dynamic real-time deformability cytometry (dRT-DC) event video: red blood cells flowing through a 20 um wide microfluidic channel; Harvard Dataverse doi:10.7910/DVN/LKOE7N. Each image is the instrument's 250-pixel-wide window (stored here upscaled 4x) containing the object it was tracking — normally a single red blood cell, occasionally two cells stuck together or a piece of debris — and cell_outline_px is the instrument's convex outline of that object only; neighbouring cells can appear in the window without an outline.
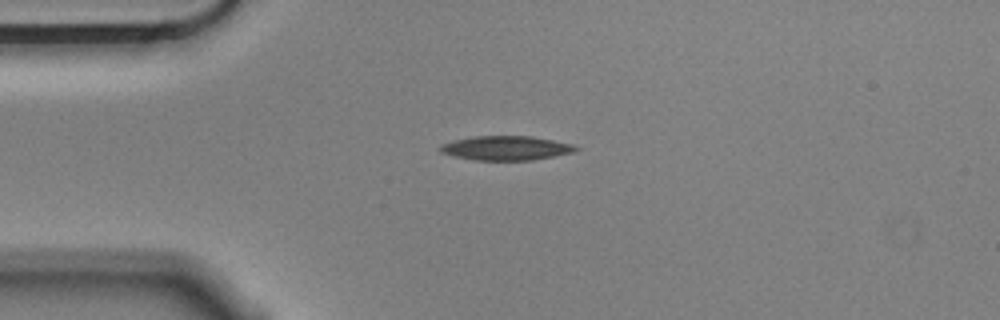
{"species": "Egyptian fruit bat (a non-hibernating species)", "species_latin": "Rousettus aegyptiacus", "temperature_condition": "cold", "stored_images_in_passage": 44, "camera_frame_rate_fps": 3000, "um_per_image_px": 0.085, "animal": {"sex": "male"}, "frame": {"image": 1, "passage_image": 1, "time_ms": 0.0, "image_size_px": [1000, 320], "cell_outline_px": [[580, 148], [576, 152], [532, 160], [476, 160], [452, 156], [440, 152], [436, 148], [440, 144], [452, 140], [476, 136], [532, 136], [572, 144]], "centroid_in_image_um": [42.97, 12.58], "position_along_channel_um": 42.0, "area_um2": 19.36}}
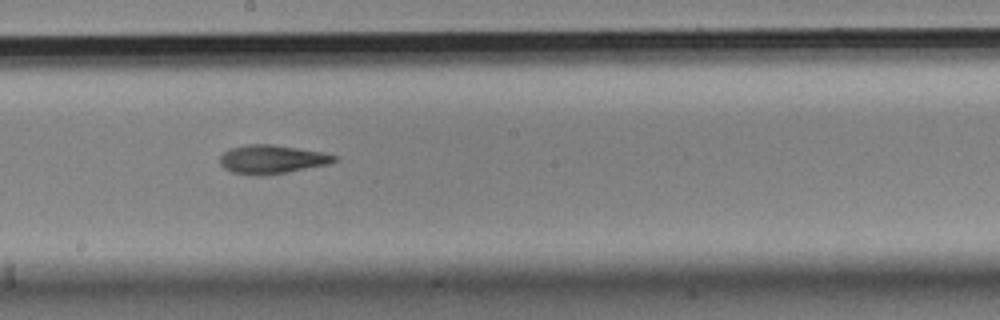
{"frame": {"image": 2, "passage_image": 18, "time_ms": 5.667, "image_size_px": [1000, 320], "cell_outline_px": [[340, 160], [328, 164], [288, 172], [264, 176], [252, 176], [232, 172], [224, 168], [220, 164], [220, 156], [224, 152], [232, 148], [248, 144], [272, 144], [324, 152], [340, 156]], "centroid_in_image_um": [23.16, 13.55], "position_along_channel_um": 225.0, "area_um2": 19.42}}
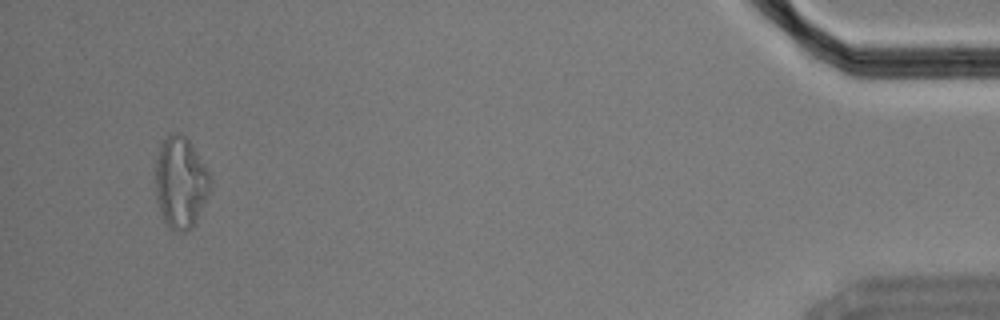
{"frame": {"image": 3, "passage_image": 41, "time_ms": 13.333, "image_size_px": [1000, 320], "cell_outline_px": [[212, 180], [208, 192], [196, 224], [192, 228], [184, 232], [180, 232], [172, 228], [164, 220], [160, 212], [156, 196], [156, 160], [160, 144], [172, 132], [180, 132], [188, 140], [204, 164]], "centroid_in_image_um": [15.35, 15.52], "position_along_channel_um": 419.9, "area_um2": 28.96}, "authors_computed_cell_mechanics": {"area_um2": 19.652, "velocity_mm_per_s": 3.5631, "shape_relaxation_time_tau1_ms": 8.2583, "shape_relaxation_time_tau2_ms": 5.0933, "deformation_change_tau1": 0.2042, "deformation_change_tau2": 0.1532}}